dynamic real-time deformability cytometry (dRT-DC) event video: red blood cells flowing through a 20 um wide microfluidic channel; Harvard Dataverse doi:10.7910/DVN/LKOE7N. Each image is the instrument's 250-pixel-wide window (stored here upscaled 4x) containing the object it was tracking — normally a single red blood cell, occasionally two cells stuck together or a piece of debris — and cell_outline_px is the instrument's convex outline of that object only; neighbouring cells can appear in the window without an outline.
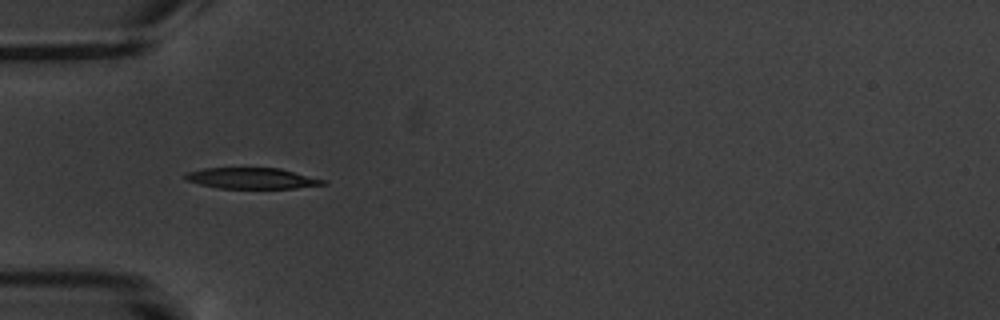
{"species": "common noctule bat (a hibernating species)", "species_latin": "Nyctalus noctula", "temperature_condition": "warm", "stored_images_in_passage": 5, "camera_frame_rate_fps": 3000, "um_per_image_px": 0.085, "animal": {"sex": "male", "body_mass_g": 20.1, "forearm_length_mm": 53.5}, "frame": {"image": 1, "passage_image": 4, "time_ms": 3.667, "image_size_px": [1000, 320], "cell_outline_px": [[328, 184], [296, 188], [220, 188], [200, 184], [188, 180], [184, 176], [188, 172], [204, 168], [280, 168], [324, 180]], "centroid_in_image_um": [21.43, 15.15], "position_along_channel_um": 63.6, "area_um2": 16.53}}